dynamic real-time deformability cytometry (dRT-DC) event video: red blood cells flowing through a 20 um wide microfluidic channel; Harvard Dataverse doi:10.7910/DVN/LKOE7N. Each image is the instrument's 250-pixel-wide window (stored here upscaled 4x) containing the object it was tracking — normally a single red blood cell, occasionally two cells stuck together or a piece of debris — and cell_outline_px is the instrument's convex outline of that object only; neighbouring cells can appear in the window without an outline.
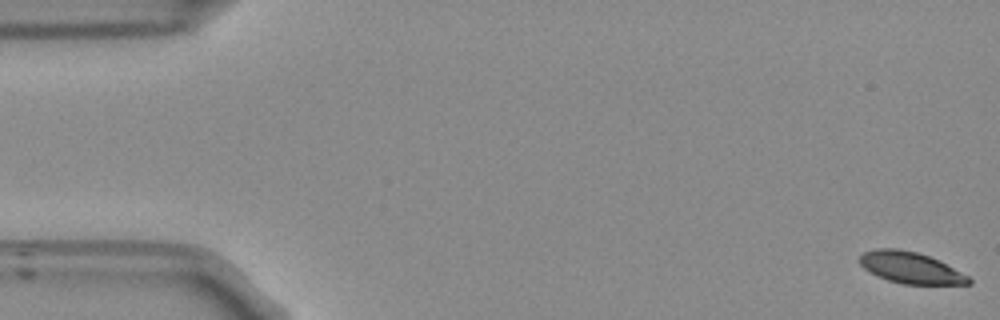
{"species": "Egyptian fruit bat (a non-hibernating species)", "species_latin": "Rousettus aegyptiacus", "temperature_condition": "room temperature", "stored_images_in_passage": 55, "segment_of_instrument_passage": [1, 2], "camera_frame_rate_fps": 3000, "um_per_image_px": 0.085, "frame": {"image": 1, "passage_image": 1, "time_ms": 0.0, "image_size_px": [1000, 320], "cell_outline_px": [[972, 284], [904, 284], [888, 280], [864, 268], [860, 264], [860, 256], [864, 252], [876, 248], [896, 248], [916, 252], [928, 256], [968, 276], [972, 280]], "centroid_in_image_um": [77.38, 22.75], "position_along_channel_um": 7.6, "area_um2": 19.42}}
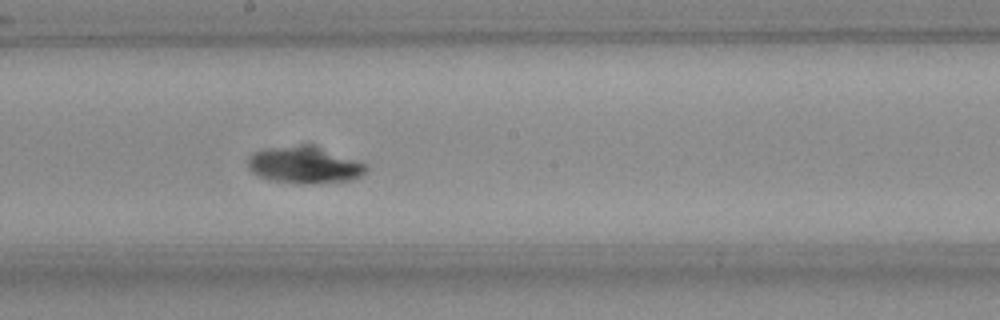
{"frame": {"image": 2, "passage_image": 29, "time_ms": 9.333, "image_size_px": [1000, 320], "cell_outline_px": [[368, 172], [352, 180], [336, 184], [292, 184], [272, 180], [256, 176], [248, 168], [248, 160], [252, 152], [264, 148], [312, 148], [364, 164], [368, 168]], "centroid_in_image_um": [25.82, 14.14], "position_along_channel_um": 222.4, "area_um2": 24.45}}
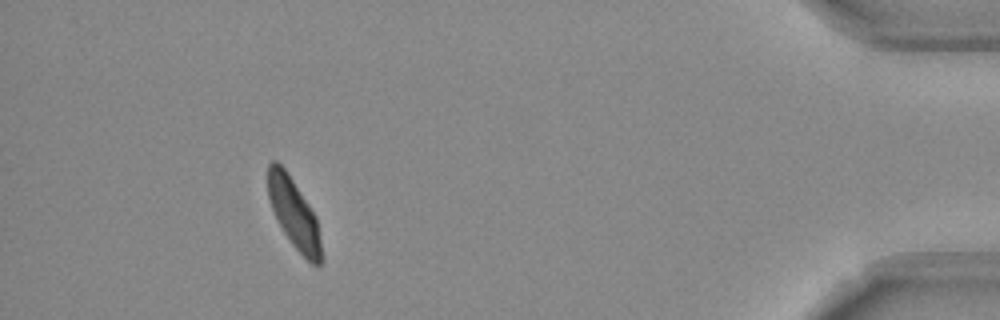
{"frame": {"image": 3, "passage_image": 49, "time_ms": 16.0, "image_size_px": [1000, 320], "cell_outline_px": [[320, 264], [316, 268], [292, 244], [284, 232], [272, 208], [268, 196], [268, 164], [272, 160], [276, 160], [284, 168], [316, 216], [320, 240]], "centroid_in_image_um": [24.97, 18.12], "position_along_channel_um": 410.2, "area_um2": 20.98}}